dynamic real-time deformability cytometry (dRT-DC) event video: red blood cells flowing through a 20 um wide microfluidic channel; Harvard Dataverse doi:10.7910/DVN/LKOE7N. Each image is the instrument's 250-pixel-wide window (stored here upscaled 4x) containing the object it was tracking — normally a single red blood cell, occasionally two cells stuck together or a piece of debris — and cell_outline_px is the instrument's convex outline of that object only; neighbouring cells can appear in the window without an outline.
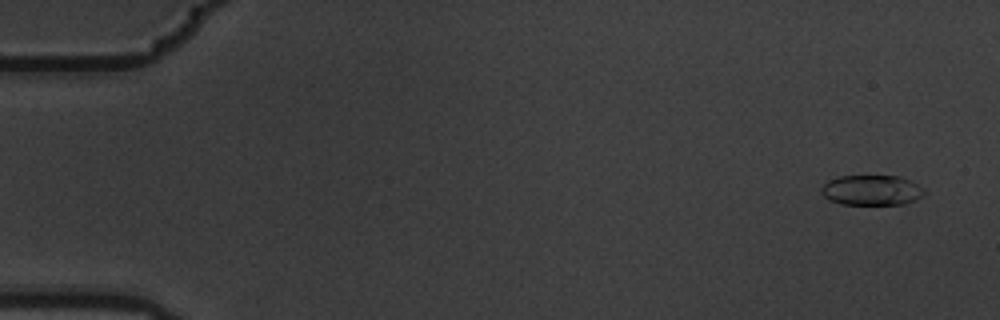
{"species": "common noctule bat (a hibernating species)", "species_latin": "Nyctalus noctula", "temperature_condition": "warm", "stored_images_in_passage": 4, "camera_frame_rate_fps": 3000, "um_per_image_px": 0.085, "animal": {"sex": "male", "body_mass_g": 19.5, "forearm_length_mm": 54.6}, "frame": {"image": 1, "passage_image": 1, "time_ms": 0.0, "image_size_px": [1000, 320], "cell_outline_px": [[924, 196], [916, 200], [904, 204], [840, 204], [828, 200], [820, 192], [820, 188], [828, 180], [840, 176], [900, 176], [924, 188]], "centroid_in_image_um": [74.07, 16.17], "position_along_channel_um": 10.9, "area_um2": 18.21}}